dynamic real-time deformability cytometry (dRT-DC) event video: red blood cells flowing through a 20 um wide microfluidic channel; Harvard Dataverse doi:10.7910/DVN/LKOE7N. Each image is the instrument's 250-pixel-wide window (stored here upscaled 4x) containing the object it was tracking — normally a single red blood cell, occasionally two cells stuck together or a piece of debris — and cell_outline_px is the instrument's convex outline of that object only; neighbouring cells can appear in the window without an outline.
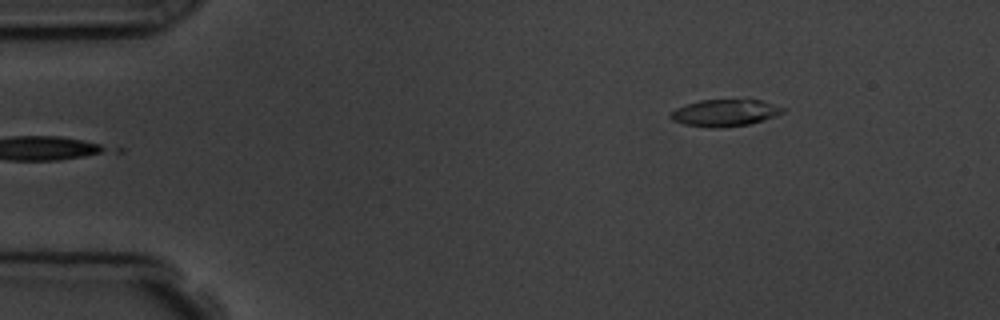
{"species": "common noctule bat (a hibernating species)", "species_latin": "Nyctalus noctula", "temperature_condition": "room temperature", "stored_images_in_passage": 3, "camera_frame_rate_fps": 3000, "um_per_image_px": 0.085, "animal": {"sex": "male", "body_mass_g": 19.5, "forearm_length_mm": 54.6}, "frame": {"image": 1, "passage_image": 3, "time_ms": 2.333, "image_size_px": [1000, 320], "cell_outline_px": [[788, 108], [784, 112], [748, 124], [724, 128], [712, 128], [684, 124], [672, 120], [668, 116], [668, 112], [684, 104], [700, 100], [760, 100]], "centroid_in_image_um": [61.55, 9.59], "position_along_channel_um": 23.4, "area_um2": 17.63}}